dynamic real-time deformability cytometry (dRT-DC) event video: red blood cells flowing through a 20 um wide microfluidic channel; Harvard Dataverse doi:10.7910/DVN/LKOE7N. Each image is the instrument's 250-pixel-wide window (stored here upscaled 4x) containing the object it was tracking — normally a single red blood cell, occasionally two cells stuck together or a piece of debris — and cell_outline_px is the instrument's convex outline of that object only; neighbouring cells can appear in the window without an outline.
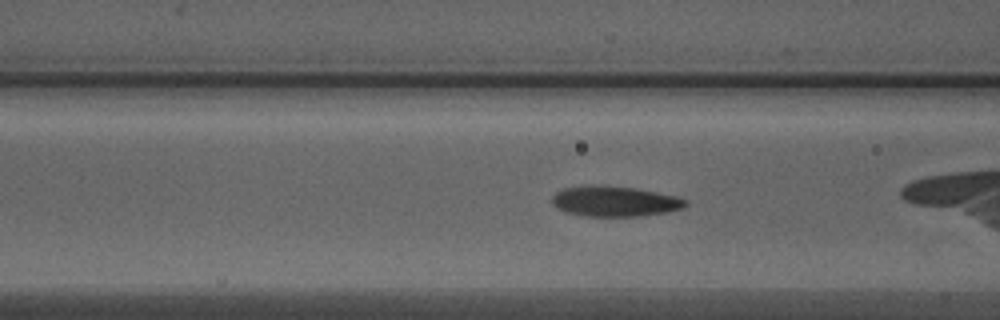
{"species": "Egyptian fruit bat (a non-hibernating species)", "species_latin": "Rousettus aegyptiacus", "temperature_condition": "warm", "stored_images_in_passage": 38, "camera_frame_rate_fps": 3000, "um_per_image_px": 0.085, "animal": {"sex": "male"}, "frame": {"image": 1, "passage_image": 17, "time_ms": 5.333, "image_size_px": [1000, 320], "cell_outline_px": [[688, 204], [684, 208], [668, 212], [640, 216], [580, 216], [564, 212], [552, 204], [552, 196], [556, 192], [564, 188], [636, 188], [676, 196], [688, 200]], "centroid_in_image_um": [52.32, 17.17], "position_along_channel_um": 114.3, "area_um2": 22.89}}
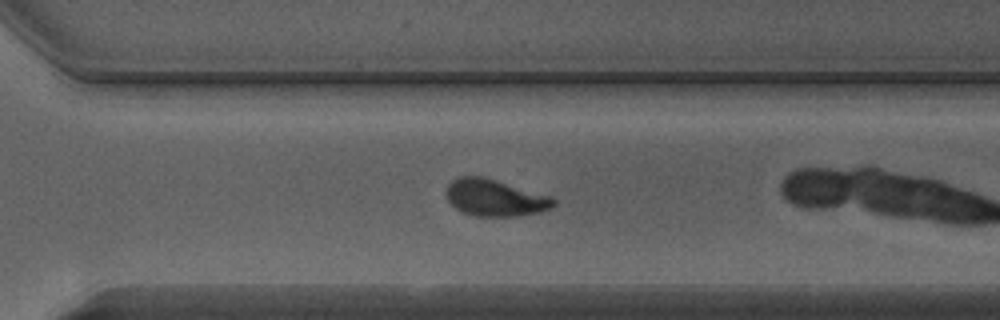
{"frame": {"image": 2, "passage_image": 33, "time_ms": 10.667, "image_size_px": [1000, 320], "cell_outline_px": [[556, 204], [552, 208], [536, 212], [516, 216], [476, 216], [464, 212], [456, 208], [444, 196], [444, 188], [452, 180], [460, 176], [484, 176], [552, 196], [556, 200]], "centroid_in_image_um": [42.05, 16.79], "position_along_channel_um": 328.5, "area_um2": 23.24}}